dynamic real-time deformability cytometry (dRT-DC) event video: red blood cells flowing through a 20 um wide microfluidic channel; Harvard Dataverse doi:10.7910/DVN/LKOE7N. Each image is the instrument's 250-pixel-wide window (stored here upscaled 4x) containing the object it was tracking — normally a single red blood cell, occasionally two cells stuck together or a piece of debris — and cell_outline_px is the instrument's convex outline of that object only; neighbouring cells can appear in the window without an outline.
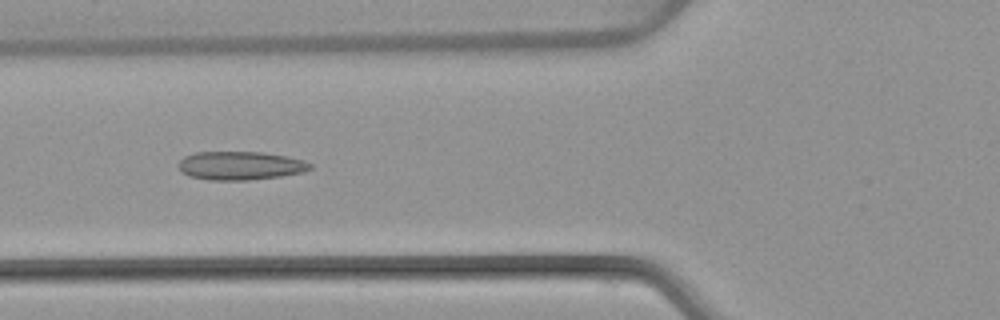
{"species": "common noctule bat (a hibernating species)", "species_latin": "Nyctalus noctula", "temperature_condition": "warm", "stored_images_in_passage": 6, "camera_frame_rate_fps": 3000, "um_per_image_px": 0.085, "animal": {"sex": "female", "body_mass_g": 22.7, "forearm_length_mm": 54.2}, "frame": {"image": 1, "passage_image": 4, "time_ms": 3.667, "image_size_px": [1000, 320], "cell_outline_px": [[312, 168], [304, 172], [280, 176], [248, 180], [208, 180], [188, 176], [180, 168], [180, 160], [184, 156], [196, 152], [260, 152], [288, 156], [304, 160], [312, 164]], "centroid_in_image_um": [20.46, 14.08], "position_along_channel_um": 105.3, "area_um2": 21.85}}
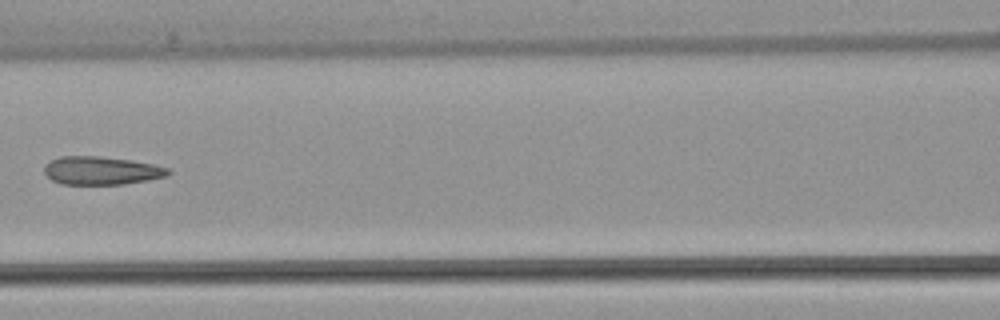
{"frame": {"image": 2, "passage_image": 5, "time_ms": 5.0, "image_size_px": [1000, 320], "cell_outline_px": [[172, 172], [168, 176], [148, 180], [124, 184], [60, 184], [52, 180], [44, 172], [44, 164], [60, 156], [100, 156], [132, 160], [152, 164], [168, 168]], "centroid_in_image_um": [8.62, 14.5], "position_along_channel_um": 158.0, "area_um2": 20.46}}
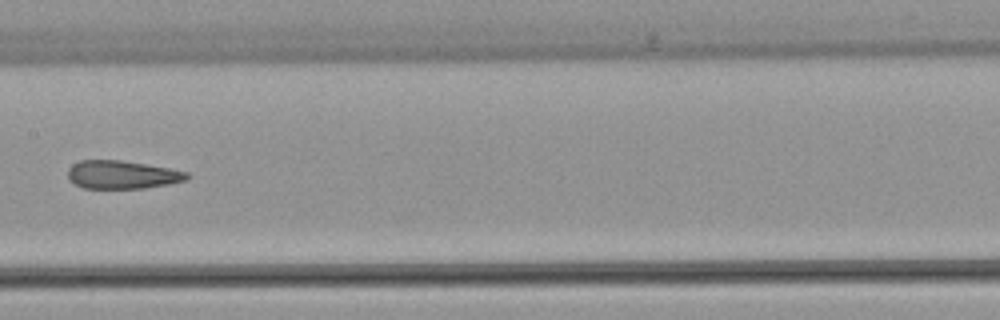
{"frame": {"image": 3, "passage_image": 6, "time_ms": 6.0, "image_size_px": [1000, 320], "cell_outline_px": [[188, 180], [168, 184], [144, 188], [84, 188], [68, 180], [68, 168], [72, 164], [80, 160], [120, 160], [168, 168], [188, 172]], "centroid_in_image_um": [10.35, 14.85], "position_along_channel_um": 197.0, "area_um2": 19.48}}